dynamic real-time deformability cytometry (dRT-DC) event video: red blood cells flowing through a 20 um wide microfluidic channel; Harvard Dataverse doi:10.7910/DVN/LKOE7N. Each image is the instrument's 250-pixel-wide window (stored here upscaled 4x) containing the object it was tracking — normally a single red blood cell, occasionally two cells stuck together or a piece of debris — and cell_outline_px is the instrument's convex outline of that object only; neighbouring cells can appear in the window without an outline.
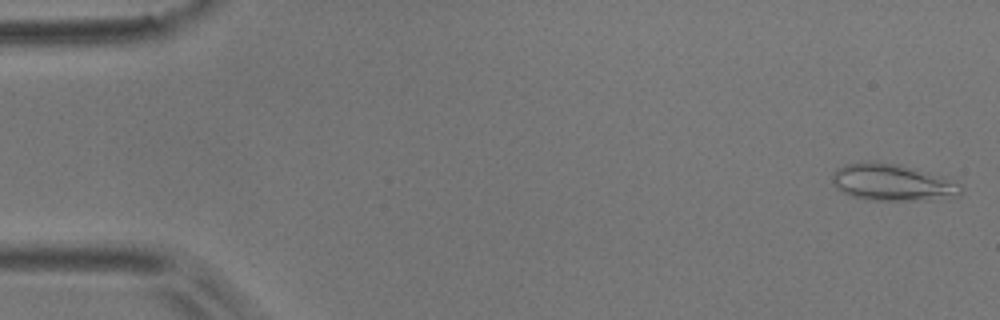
{"species": "common noctule bat (a hibernating species)", "species_latin": "Nyctalus noctula", "temperature_condition": "room temperature", "stored_images_in_passage": 4, "camera_frame_rate_fps": 3000, "um_per_image_px": 0.085, "animal": {"sex": "male", "body_mass_g": 17.9}, "frame": {"image": 1, "passage_image": 1, "time_ms": 0.0, "image_size_px": [1000, 320], "cell_outline_px": [[964, 192], [960, 196], [916, 200], [868, 200], [852, 196], [836, 188], [832, 184], [832, 176], [836, 168], [844, 164], [872, 160], [896, 164], [960, 184]], "centroid_in_image_um": [75.75, 15.51], "position_along_channel_um": 9.3, "area_um2": 27.05}}